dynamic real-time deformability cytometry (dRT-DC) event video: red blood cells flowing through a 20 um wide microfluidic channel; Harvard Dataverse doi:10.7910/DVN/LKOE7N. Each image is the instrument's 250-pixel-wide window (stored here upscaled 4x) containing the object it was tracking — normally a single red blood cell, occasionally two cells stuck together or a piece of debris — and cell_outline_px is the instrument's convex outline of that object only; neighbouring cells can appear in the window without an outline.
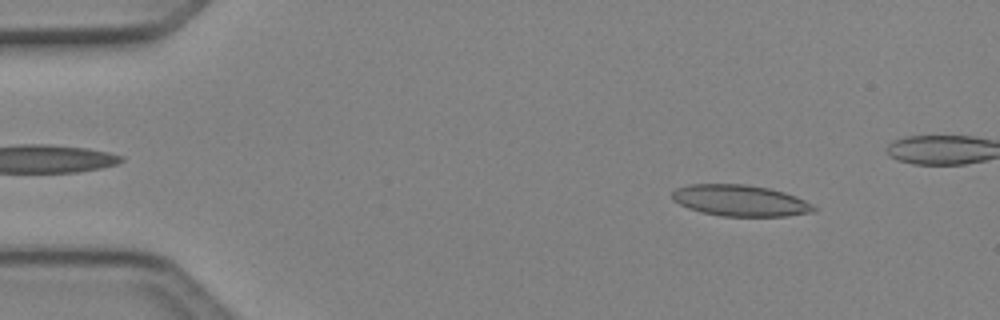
{"species": "Egyptian fruit bat (a non-hibernating species)", "species_latin": "Rousettus aegyptiacus", "temperature_condition": "cold", "stored_images_in_passage": 5, "camera_frame_rate_fps": 3000, "um_per_image_px": 0.085, "animal": {"sex": "female"}, "frame": {"image": 1, "passage_image": 2, "time_ms": 0.333, "image_size_px": [1000, 320], "cell_outline_px": [[816, 212], [788, 216], [720, 216], [700, 212], [688, 208], [672, 200], [672, 192], [676, 188], [688, 184], [744, 184], [768, 188], [784, 192], [796, 196], [812, 204], [816, 208]], "centroid_in_image_um": [62.91, 17.05], "position_along_channel_um": 22.1, "area_um2": 25.95}}